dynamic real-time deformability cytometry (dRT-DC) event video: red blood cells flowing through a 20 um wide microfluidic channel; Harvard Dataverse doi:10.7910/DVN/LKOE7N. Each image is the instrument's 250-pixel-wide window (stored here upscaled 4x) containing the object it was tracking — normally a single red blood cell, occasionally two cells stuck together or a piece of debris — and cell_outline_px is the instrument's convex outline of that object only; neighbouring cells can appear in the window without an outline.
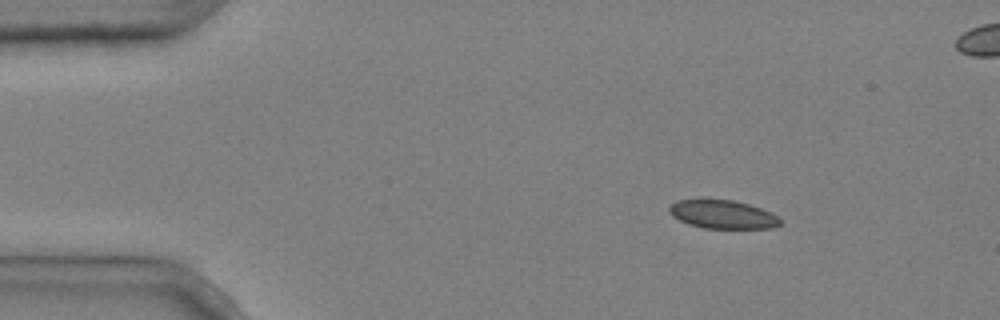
{"species": "common noctule bat (a hibernating species)", "species_latin": "Nyctalus noctula", "temperature_condition": "cold", "stored_images_in_passage": 4, "camera_frame_rate_fps": 3000, "um_per_image_px": 0.085, "animal": {"sex": "male", "body_mass_g": 20.4}, "frame": {"image": 1, "passage_image": 2, "time_ms": 0.333, "image_size_px": [1000, 320], "cell_outline_px": [[784, 220], [780, 224], [772, 228], [704, 228], [688, 224], [672, 216], [668, 212], [668, 208], [676, 200], [732, 200], [748, 204], [772, 212], [780, 216]], "centroid_in_image_um": [61.47, 18.23], "position_along_channel_um": 23.5, "area_um2": 18.44}}